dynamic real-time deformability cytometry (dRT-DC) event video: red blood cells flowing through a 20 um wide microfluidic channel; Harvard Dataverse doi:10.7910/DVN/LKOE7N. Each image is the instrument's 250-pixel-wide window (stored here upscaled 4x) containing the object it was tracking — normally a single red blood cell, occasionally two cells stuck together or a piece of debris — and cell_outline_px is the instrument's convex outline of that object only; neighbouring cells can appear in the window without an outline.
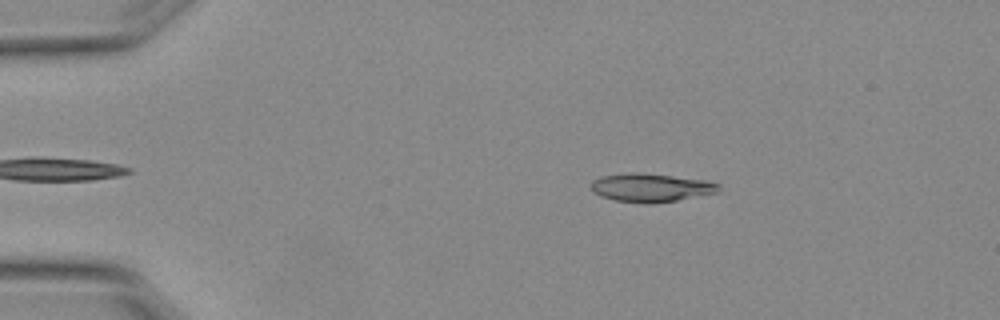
{"species": "Egyptian fruit bat (a non-hibernating species)", "species_latin": "Rousettus aegyptiacus", "temperature_condition": "warm", "stored_images_in_passage": 3, "camera_frame_rate_fps": 3000, "um_per_image_px": 0.085, "animal": {"sex": "female"}, "frame": {"image": 1, "passage_image": 2, "time_ms": 0.333, "image_size_px": [1000, 320], "cell_outline_px": [[720, 188], [716, 192], [676, 200], [652, 204], [644, 204], [616, 200], [600, 196], [592, 192], [588, 184], [592, 180], [600, 176], [624, 172], [640, 172], [704, 180], [720, 184]], "centroid_in_image_um": [55.22, 15.94], "position_along_channel_um": 29.8, "area_um2": 21.33}}